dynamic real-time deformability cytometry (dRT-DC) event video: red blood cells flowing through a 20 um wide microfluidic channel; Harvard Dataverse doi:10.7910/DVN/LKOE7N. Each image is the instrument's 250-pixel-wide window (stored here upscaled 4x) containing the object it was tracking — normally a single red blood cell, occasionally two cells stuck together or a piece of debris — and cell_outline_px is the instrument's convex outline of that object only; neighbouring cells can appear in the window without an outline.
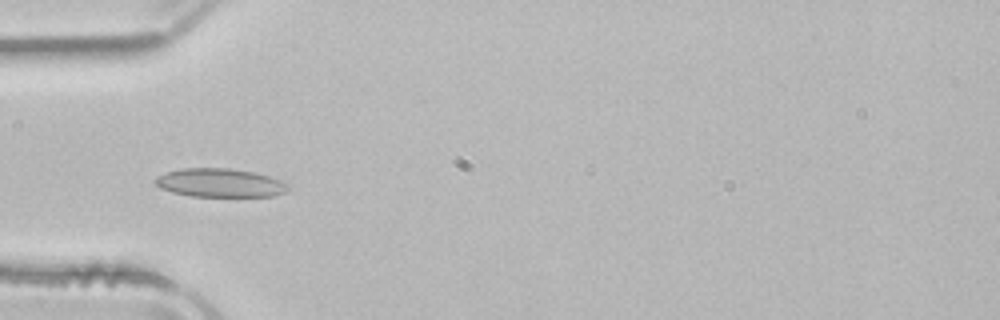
{"species": "common noctule bat (a hibernating species)", "species_latin": "Nyctalus noctula", "temperature_condition": "room temperature", "stored_images_in_passage": 51, "camera_frame_rate_fps": 3000, "um_per_image_px": 0.085, "animal": {"sex": "male", "body_mass_g": 21.5, "forearm_length_mm": 52.0}, "frame": {"image": 1, "passage_image": 16, "time_ms": 5.0, "image_size_px": [1000, 320], "cell_outline_px": [[292, 188], [288, 192], [272, 196], [192, 196], [172, 192], [160, 188], [152, 180], [156, 176], [168, 172], [184, 168], [228, 168], [252, 172], [268, 176], [280, 180], [288, 184]], "centroid_in_image_um": [18.71, 15.55], "position_along_channel_um": 66.3, "area_um2": 22.14}}
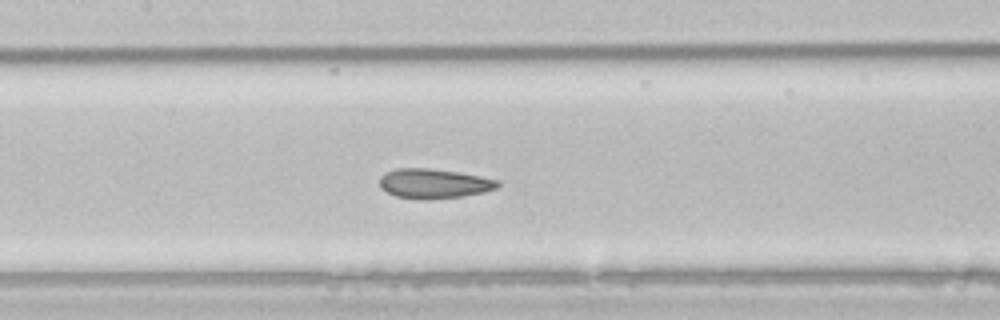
{"frame": {"image": 2, "passage_image": 24, "time_ms": 7.667, "image_size_px": [1000, 320], "cell_outline_px": [[500, 184], [496, 188], [484, 192], [460, 196], [432, 200], [424, 200], [396, 196], [380, 188], [380, 176], [396, 168], [428, 168], [456, 172], [480, 176], [500, 180]], "centroid_in_image_um": [36.88, 15.61], "position_along_channel_um": 170.5, "area_um2": 20.35}}
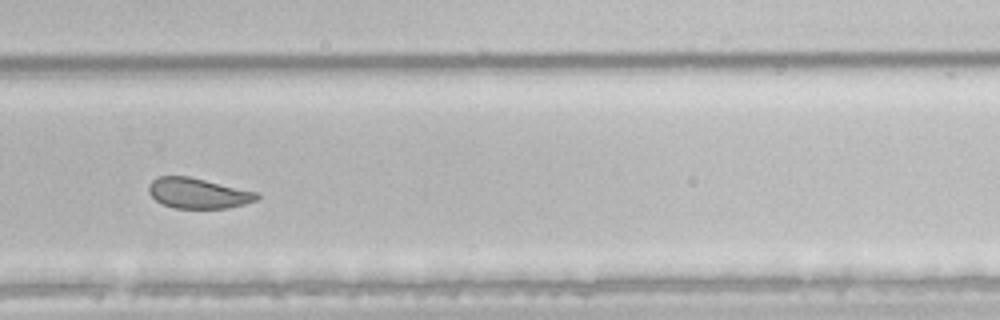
{"frame": {"image": 3, "passage_image": 35, "time_ms": 11.333, "image_size_px": [1000, 320], "cell_outline_px": [[260, 196], [256, 200], [244, 204], [228, 208], [176, 208], [164, 204], [156, 200], [148, 192], [148, 184], [152, 180], [160, 176], [188, 176], [256, 192]], "centroid_in_image_um": [16.81, 16.42], "position_along_channel_um": 313.0, "area_um2": 18.9}, "authors_computed_cell_mechanics": {"area_um2": 22.1952, "velocity_mm_per_s": 3.9074, "shape_relaxation_time_tau1_ms": 5.2166, "shape_relaxation_time_tau2_ms": 1.3802, "deformation_change_tau1": 0.109, "deformation_change_tau2": 0.0566}}